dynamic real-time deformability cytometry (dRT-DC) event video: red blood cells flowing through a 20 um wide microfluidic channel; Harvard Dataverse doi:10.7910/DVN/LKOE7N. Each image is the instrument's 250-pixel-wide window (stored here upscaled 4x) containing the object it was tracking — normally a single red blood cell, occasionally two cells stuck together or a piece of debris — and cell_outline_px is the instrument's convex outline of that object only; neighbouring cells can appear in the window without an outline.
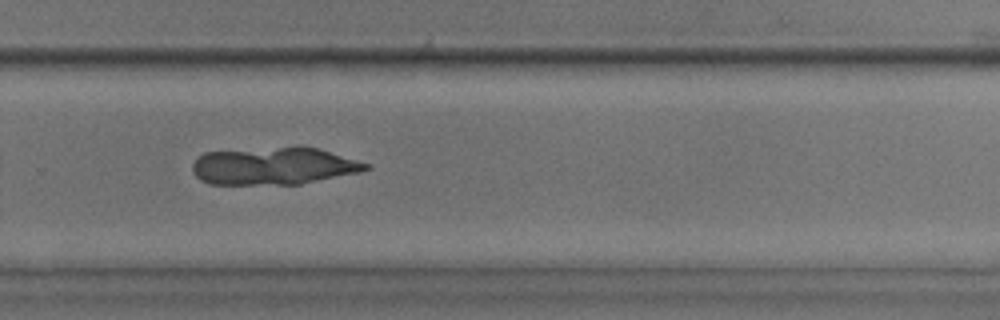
{"species": "common noctule bat (a hibernating species)", "species_latin": "Nyctalus noctula", "temperature_condition": "room temperature", "stored_images_in_passage": 43, "camera_frame_rate_fps": 3000, "um_per_image_px": 0.085, "animal": {"sex": "male", "body_mass_g": 17.9, "forearm_length_mm": 54.2}, "frame": {"image": 1, "passage_image": 27, "time_ms": 8.667, "image_size_px": [1000, 320], "cell_outline_px": [[372, 168], [360, 172], [300, 184], [208, 184], [200, 180], [192, 172], [192, 164], [204, 152], [280, 148], [316, 148], [368, 164]], "centroid_in_image_um": [23.22, 14.14], "position_along_channel_um": 306.6, "area_um2": 36.93}}
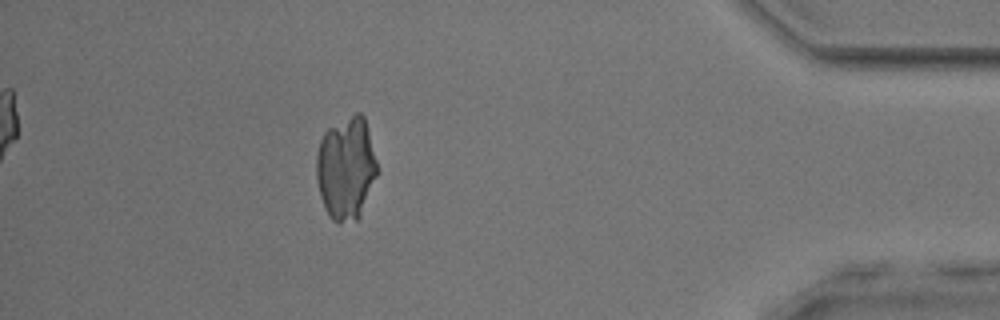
{"frame": {"image": 2, "passage_image": 38, "time_ms": 12.333, "image_size_px": [1000, 320], "cell_outline_px": [[380, 172], [360, 216], [356, 220], [340, 224], [332, 220], [328, 216], [324, 208], [320, 196], [316, 180], [316, 156], [320, 140], [324, 132], [328, 128], [356, 112], [360, 112], [364, 116]], "centroid_in_image_um": [29.42, 14.33], "position_along_channel_um": 405.8, "area_um2": 37.11}}